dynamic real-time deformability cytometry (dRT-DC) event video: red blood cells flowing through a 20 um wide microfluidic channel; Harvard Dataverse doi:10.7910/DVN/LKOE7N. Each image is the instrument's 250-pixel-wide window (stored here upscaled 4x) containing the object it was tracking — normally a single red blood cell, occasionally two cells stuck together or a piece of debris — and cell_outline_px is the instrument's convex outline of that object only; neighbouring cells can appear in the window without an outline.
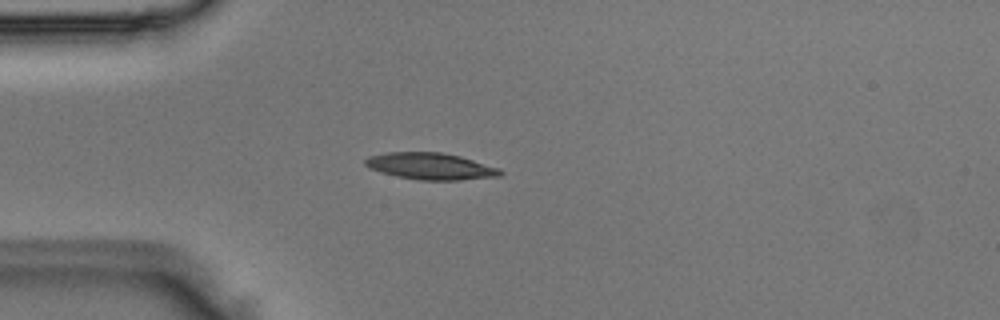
{"species": "Egyptian fruit bat (a non-hibernating species)", "species_latin": "Rousettus aegyptiacus", "temperature_condition": "room temperature", "stored_images_in_passage": 4, "camera_frame_rate_fps": 3000, "um_per_image_px": 0.085, "animal": {"sex": "male"}, "frame": {"image": 1, "passage_image": 3, "time_ms": 0.667, "image_size_px": [1000, 320], "cell_outline_px": [[504, 172], [500, 176], [460, 180], [420, 180], [396, 176], [380, 172], [368, 168], [364, 164], [364, 160], [368, 156], [388, 152], [440, 152], [460, 156], [500, 168]], "centroid_in_image_um": [36.58, 14.13], "position_along_channel_um": 48.4, "area_um2": 21.1}}